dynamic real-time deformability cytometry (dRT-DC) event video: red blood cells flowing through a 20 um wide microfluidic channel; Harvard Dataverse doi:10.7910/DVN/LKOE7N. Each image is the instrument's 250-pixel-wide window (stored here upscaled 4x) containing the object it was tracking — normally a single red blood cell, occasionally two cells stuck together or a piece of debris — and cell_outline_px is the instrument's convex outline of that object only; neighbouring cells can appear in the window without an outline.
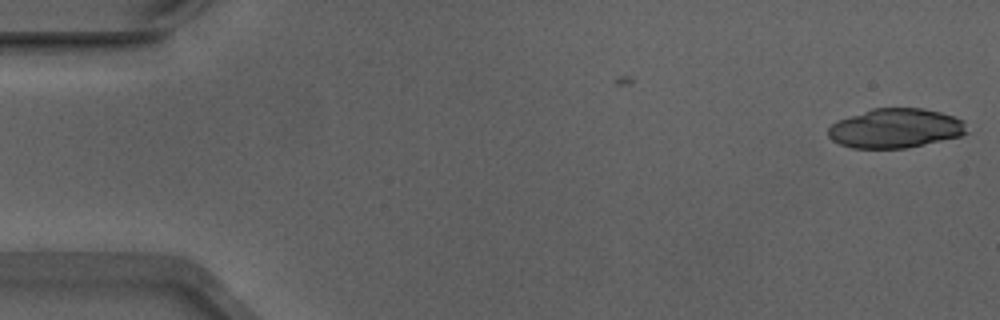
{"species": "Egyptian fruit bat (a non-hibernating species)", "species_latin": "Rousettus aegyptiacus", "temperature_condition": "warm", "stored_images_in_passage": 7, "camera_frame_rate_fps": 3000, "um_per_image_px": 0.085, "animal": {"sex": "male"}, "frame": {"image": 1, "passage_image": 7, "time_ms": 2.0, "image_size_px": [1000, 320], "cell_outline_px": [[968, 132], [960, 136], [924, 144], [904, 148], [852, 148], [840, 144], [832, 140], [828, 136], [828, 128], [836, 120], [872, 108], [924, 108], [940, 112], [964, 120]], "centroid_in_image_um": [76.09, 10.9], "position_along_channel_um": 8.9, "area_um2": 31.85}}